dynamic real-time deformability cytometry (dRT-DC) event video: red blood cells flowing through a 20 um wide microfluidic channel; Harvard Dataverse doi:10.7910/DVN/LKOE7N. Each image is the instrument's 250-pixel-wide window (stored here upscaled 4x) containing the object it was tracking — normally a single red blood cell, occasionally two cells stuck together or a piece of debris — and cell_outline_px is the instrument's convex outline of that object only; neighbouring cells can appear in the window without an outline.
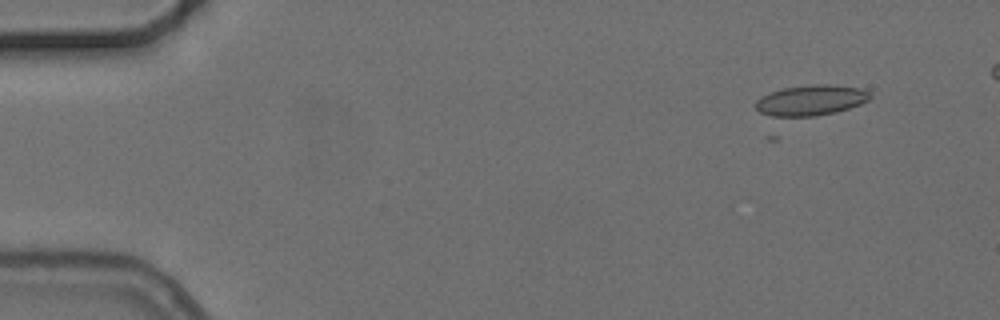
{"species": "common noctule bat (a hibernating species)", "species_latin": "Nyctalus noctula", "temperature_condition": "cold", "stored_images_in_passage": 7, "camera_frame_rate_fps": 3000, "um_per_image_px": 0.085, "animal": {"sex": "female", "body_mass_g": 24.6, "forearm_length_mm": 56.2}, "frame": {"image": 1, "passage_image": 2, "time_ms": 1.333, "image_size_px": [1000, 320], "cell_outline_px": [[872, 96], [868, 100], [860, 104], [836, 112], [816, 116], [772, 116], [760, 112], [756, 108], [756, 100], [760, 96], [784, 88], [812, 84], [828, 84], [864, 88], [872, 92]], "centroid_in_image_um": [68.97, 8.51], "position_along_channel_um": 16.0, "area_um2": 20.4}}